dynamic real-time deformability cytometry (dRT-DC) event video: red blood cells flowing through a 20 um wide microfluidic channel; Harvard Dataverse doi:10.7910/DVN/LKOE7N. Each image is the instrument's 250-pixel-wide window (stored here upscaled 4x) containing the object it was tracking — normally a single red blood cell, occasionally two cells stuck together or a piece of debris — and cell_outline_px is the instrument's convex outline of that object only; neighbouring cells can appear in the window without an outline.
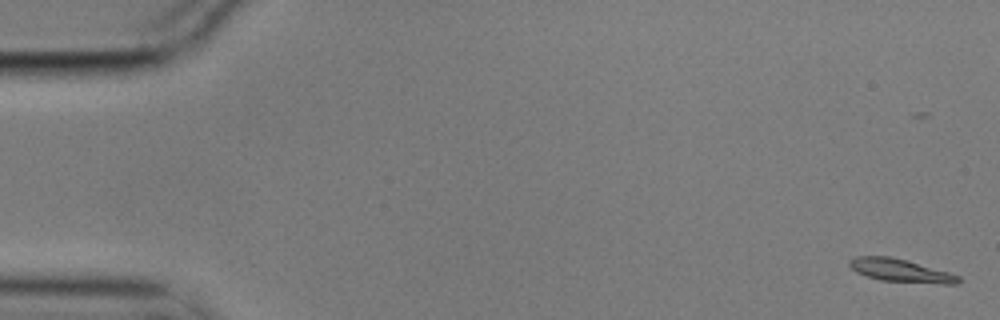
{"species": "common noctule bat (a hibernating species)", "species_latin": "Nyctalus noctula", "temperature_condition": "cold", "stored_images_in_passage": 6, "camera_frame_rate_fps": 3000, "um_per_image_px": 0.085, "animal": {"sex": "male", "body_mass_g": 17.9}, "frame": {"image": 1, "passage_image": 1, "time_ms": 0.0, "image_size_px": [1000, 320], "cell_outline_px": [[960, 280], [956, 284], [940, 284], [880, 280], [856, 272], [848, 264], [848, 260], [856, 256], [888, 256], [904, 260], [948, 272], [960, 276]], "centroid_in_image_um": [76.52, 23.0], "position_along_channel_um": 8.5, "area_um2": 14.33}}
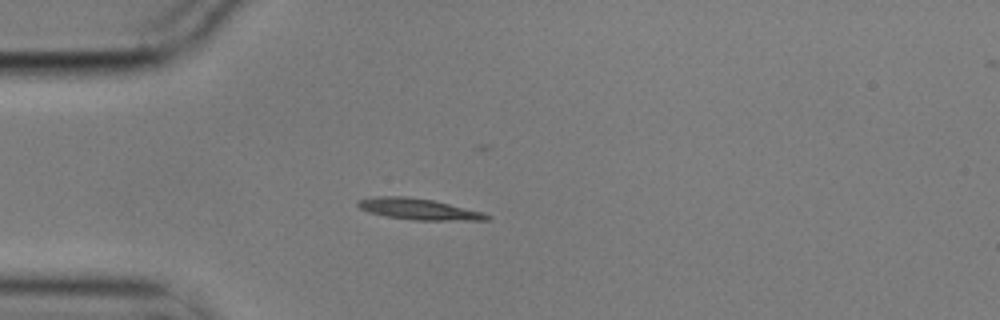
{"frame": {"image": 2, "passage_image": 5, "time_ms": 1.333, "image_size_px": [1000, 320], "cell_outline_px": [[492, 216], [488, 220], [412, 220], [388, 216], [368, 212], [360, 208], [356, 204], [356, 200], [376, 196], [404, 196], [432, 200], [484, 212]], "centroid_in_image_um": [35.57, 17.77], "position_along_channel_um": 49.4, "area_um2": 15.84}}